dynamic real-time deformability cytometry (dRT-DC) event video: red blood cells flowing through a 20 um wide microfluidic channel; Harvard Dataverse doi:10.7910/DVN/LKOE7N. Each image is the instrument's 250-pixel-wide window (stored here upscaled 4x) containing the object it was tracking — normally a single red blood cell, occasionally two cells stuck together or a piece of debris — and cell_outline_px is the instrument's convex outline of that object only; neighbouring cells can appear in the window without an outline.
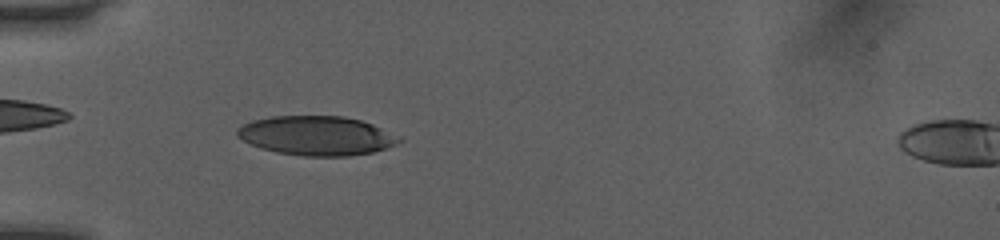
{"species": "human", "species_latin": "Homo sapiens", "temperature_condition": "room temperature", "stored_images_in_passage": 50, "camera_frame_rate_fps": 3000, "um_per_image_px": 0.085, "donor": {"sex": "female"}, "frame": {"image": 1, "passage_image": 16, "time_ms": 5.0, "image_size_px": [1000, 240], "cell_outline_px": [[404, 140], [388, 148], [372, 152], [348, 156], [304, 156], [276, 152], [260, 148], [236, 136], [236, 128], [252, 120], [272, 116], [344, 116], [360, 120], [372, 124], [404, 136]], "centroid_in_image_um": [26.96, 11.53], "position_along_channel_um": 58.0, "area_um2": 37.4}}
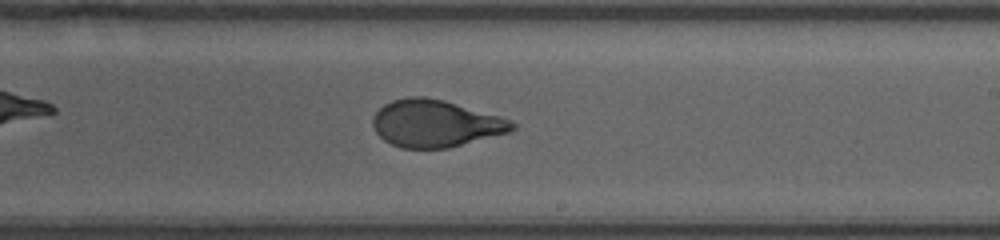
{"frame": {"image": 2, "passage_image": 31, "time_ms": 10.0, "image_size_px": [1000, 240], "cell_outline_px": [[516, 128], [508, 132], [448, 148], [400, 148], [384, 140], [376, 132], [372, 124], [372, 116], [384, 104], [392, 100], [408, 96], [424, 96], [444, 100], [500, 116], [516, 124]], "centroid_in_image_um": [36.97, 10.49], "position_along_channel_um": 252.0, "area_um2": 38.15}}
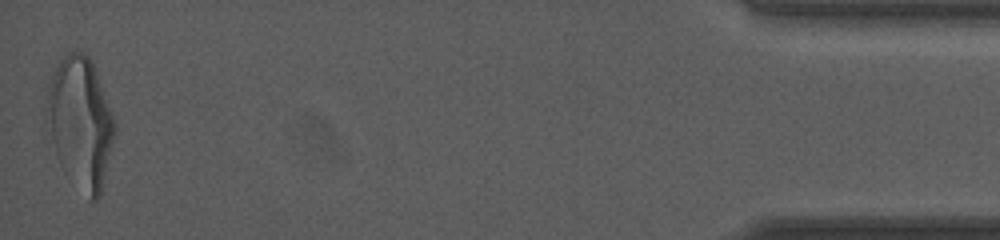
{"frame": {"image": 3, "passage_image": 50, "time_ms": 16.333, "image_size_px": [1000, 240], "cell_outline_px": [[116, 132], [100, 196], [96, 200], [92, 200], [64, 172], [60, 164], [44, 120], [48, 84], [60, 60], [68, 52], [84, 52], [92, 60], [112, 112], [116, 124]], "centroid_in_image_um": [6.83, 10.39], "position_along_channel_um": 428.4, "area_um2": 51.85}, "authors_computed_cell_mechanics": {"area_um2": 38.4659, "velocity_mm_per_s": 4.0715, "shape_relaxation_time_tau1_ms": 4.1957, "shape_relaxation_time_tau2_ms": 0.6454, "deformation_change_tau1": 0.1759, "deformation_change_tau2": 0.0628}}